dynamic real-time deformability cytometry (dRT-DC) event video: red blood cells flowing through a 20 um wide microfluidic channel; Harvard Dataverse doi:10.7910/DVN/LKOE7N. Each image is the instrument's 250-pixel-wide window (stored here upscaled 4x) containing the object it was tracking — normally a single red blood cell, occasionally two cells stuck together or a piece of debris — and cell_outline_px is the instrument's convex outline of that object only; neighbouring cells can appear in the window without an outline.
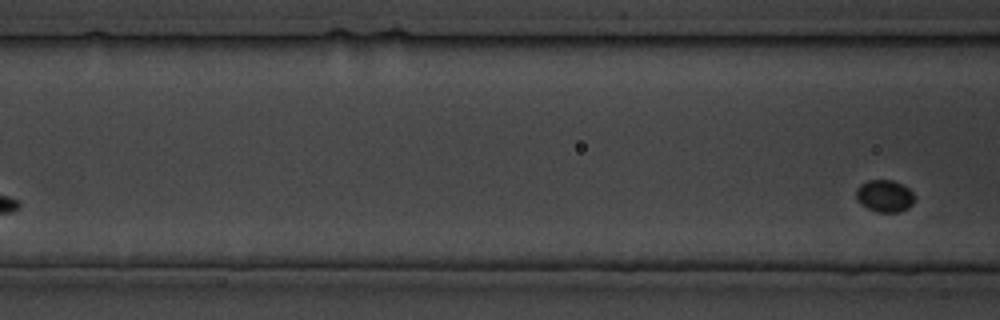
{"species": "common noctule bat (a hibernating species)", "species_latin": "Nyctalus noctula", "temperature_condition": "cold", "stored_images_in_passage": 8, "segment_of_instrument_passage": [2, 2], "camera_frame_rate_fps": 3000, "um_per_image_px": 0.085, "animal": {"sex": "male", "body_mass_g": 19.5, "forearm_length_mm": 54.6}, "frame": {"image": 1, "passage_image": 8, "time_ms": 8.667, "image_size_px": [1000, 320], "cell_outline_px": [[912, 204], [908, 208], [900, 212], [876, 212], [860, 204], [856, 200], [856, 188], [860, 184], [868, 180], [892, 180], [904, 184], [912, 192]], "centroid_in_image_um": [75.16, 16.65], "position_along_channel_um": 91.4, "area_um2": 10.98}}